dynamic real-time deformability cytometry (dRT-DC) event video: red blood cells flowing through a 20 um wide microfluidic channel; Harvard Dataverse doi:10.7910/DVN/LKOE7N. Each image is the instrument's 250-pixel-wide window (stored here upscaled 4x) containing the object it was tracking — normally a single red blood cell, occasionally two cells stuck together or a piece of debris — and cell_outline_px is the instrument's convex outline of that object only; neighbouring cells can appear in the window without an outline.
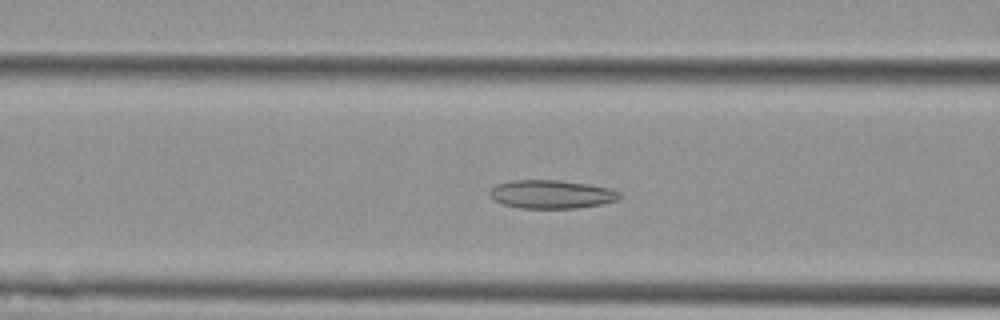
{"species": "Egyptian fruit bat (a non-hibernating species)", "species_latin": "Rousettus aegyptiacus", "temperature_condition": "cold", "stored_images_in_passage": 50, "camera_frame_rate_fps": 3000, "um_per_image_px": 0.085, "animal": {"sex": "female"}, "frame": {"image": 1, "passage_image": 21, "time_ms": 6.667, "image_size_px": [1000, 320], "cell_outline_px": [[620, 200], [604, 204], [576, 208], [520, 208], [504, 204], [492, 200], [488, 192], [496, 184], [512, 180], [560, 180], [588, 184], [612, 188], [620, 192]], "centroid_in_image_um": [46.9, 16.51], "position_along_channel_um": 119.7, "area_um2": 21.79}}
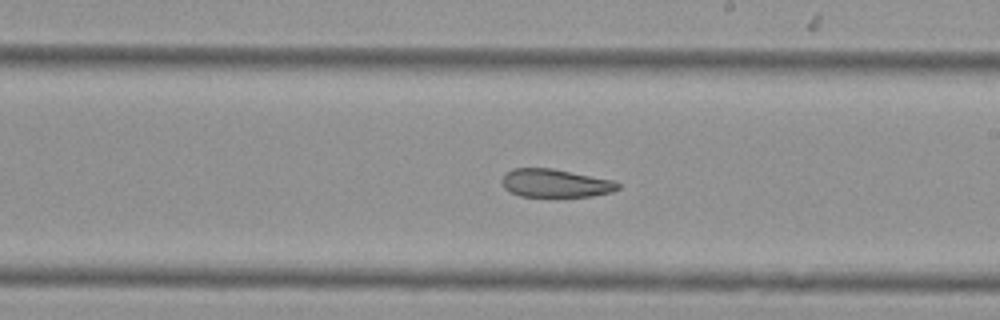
{"frame": {"image": 2, "passage_image": 31, "time_ms": 10.0, "image_size_px": [1000, 320], "cell_outline_px": [[620, 188], [612, 192], [592, 196], [520, 196], [504, 188], [500, 180], [504, 172], [512, 168], [552, 168], [612, 180], [620, 184]], "centroid_in_image_um": [47.16, 15.56], "position_along_channel_um": 241.8, "area_um2": 19.07}}
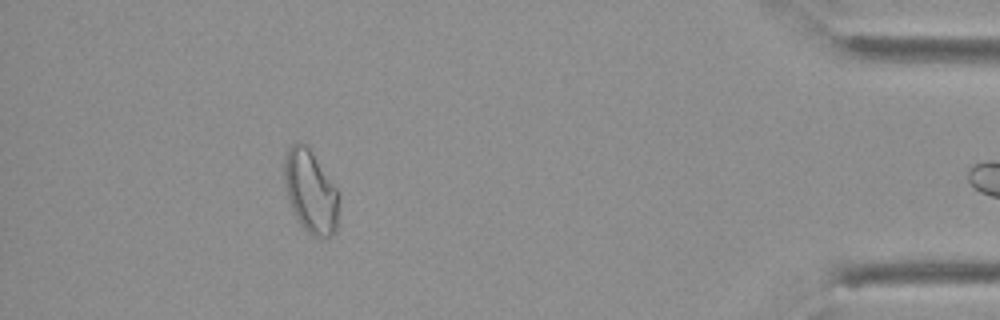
{"frame": {"image": 3, "passage_image": 49, "time_ms": 16.0, "image_size_px": [1000, 320], "cell_outline_px": [[340, 224], [336, 232], [324, 240], [312, 236], [300, 224], [292, 208], [288, 196], [284, 180], [284, 164], [288, 148], [292, 144], [304, 144], [308, 148], [340, 192]], "centroid_in_image_um": [26.48, 16.39], "position_along_channel_um": 408.7, "area_um2": 26.65}}